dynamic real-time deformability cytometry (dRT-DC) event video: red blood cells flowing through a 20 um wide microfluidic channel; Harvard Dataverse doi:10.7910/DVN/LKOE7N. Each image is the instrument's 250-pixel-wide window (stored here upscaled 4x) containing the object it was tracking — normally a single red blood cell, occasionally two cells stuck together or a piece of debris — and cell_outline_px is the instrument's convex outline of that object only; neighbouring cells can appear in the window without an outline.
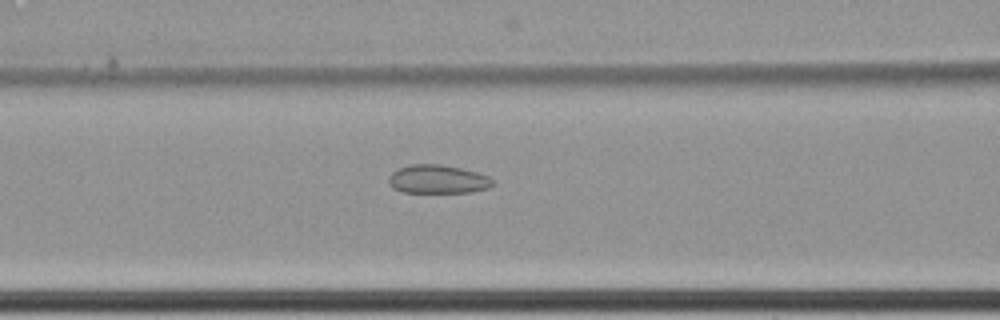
{"species": "common noctule bat (a hibernating species)", "species_latin": "Nyctalus noctula", "temperature_condition": "cold", "stored_images_in_passage": 36, "camera_frame_rate_fps": 3000, "um_per_image_px": 0.085, "animal": {"sex": "female", "body_mass_g": 22.7, "forearm_length_mm": 54.2}, "frame": {"image": 1, "passage_image": 10, "time_ms": 3.0, "image_size_px": [1000, 320], "cell_outline_px": [[492, 184], [488, 188], [472, 192], [404, 192], [392, 188], [388, 184], [388, 176], [392, 172], [408, 164], [440, 164], [460, 168], [476, 172], [488, 176], [492, 180]], "centroid_in_image_um": [37.16, 15.23], "position_along_channel_um": 129.4, "area_um2": 17.28}}
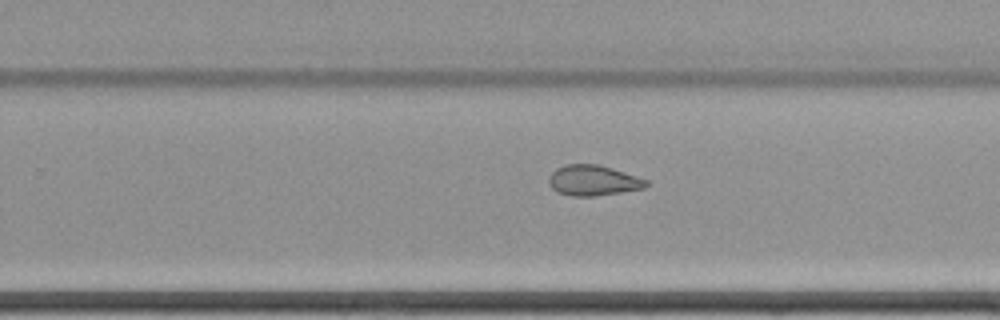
{"frame": {"image": 2, "passage_image": 23, "time_ms": 7.333, "image_size_px": [1000, 320], "cell_outline_px": [[648, 184], [644, 188], [596, 196], [572, 196], [556, 192], [548, 184], [548, 176], [556, 168], [568, 164], [600, 164], [648, 180]], "centroid_in_image_um": [50.38, 15.33], "position_along_channel_um": 279.4, "area_um2": 17.34}}
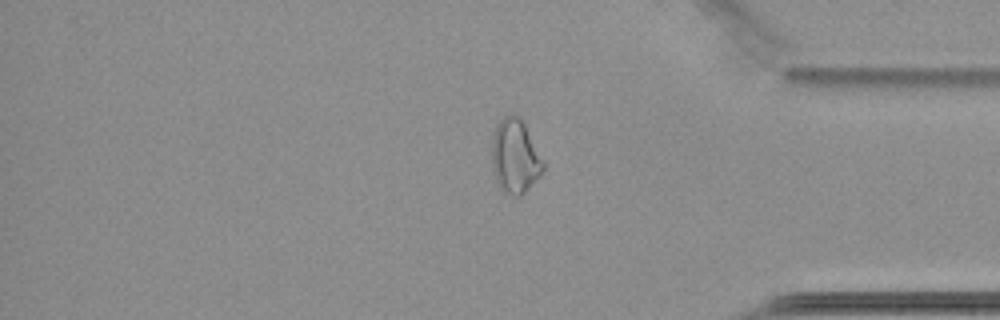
{"frame": {"image": 3, "passage_image": 34, "time_ms": 11.0, "image_size_px": [1000, 320], "cell_outline_px": [[544, 172], [520, 196], [512, 196], [500, 188], [496, 184], [492, 168], [492, 136], [496, 124], [508, 112], [512, 112], [524, 124], [544, 164]], "centroid_in_image_um": [43.74, 13.3], "position_along_channel_um": 391.5, "area_um2": 22.08}}